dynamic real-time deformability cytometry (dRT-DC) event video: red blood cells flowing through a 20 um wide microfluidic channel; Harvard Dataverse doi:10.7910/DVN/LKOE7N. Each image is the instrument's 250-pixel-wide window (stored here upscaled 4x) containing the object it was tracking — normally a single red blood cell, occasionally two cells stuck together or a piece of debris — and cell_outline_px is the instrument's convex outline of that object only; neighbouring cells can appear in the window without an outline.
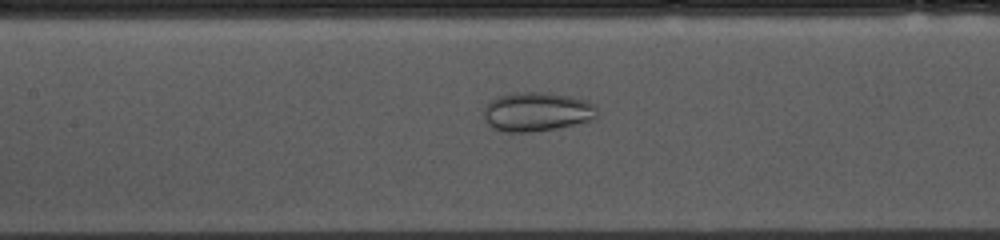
{"species": "common noctule bat (a hibernating species)", "species_latin": "Nyctalus noctula", "temperature_condition": "cold", "stored_images_in_passage": 54, "camera_frame_rate_fps": 3000, "um_per_image_px": 0.085, "animal": {"sex": "female", "body_mass_g": 10.0, "forearm_length_mm": 53.1}, "frame": {"image": 1, "passage_image": 23, "time_ms": 7.333, "image_size_px": [1000, 240], "cell_outline_px": [[600, 116], [596, 120], [556, 128], [528, 132], [504, 132], [488, 124], [484, 116], [484, 104], [496, 96], [516, 92], [552, 92], [588, 100], [596, 104]], "centroid_in_image_um": [45.7, 9.48], "position_along_channel_um": 161.7, "area_um2": 26.47}}
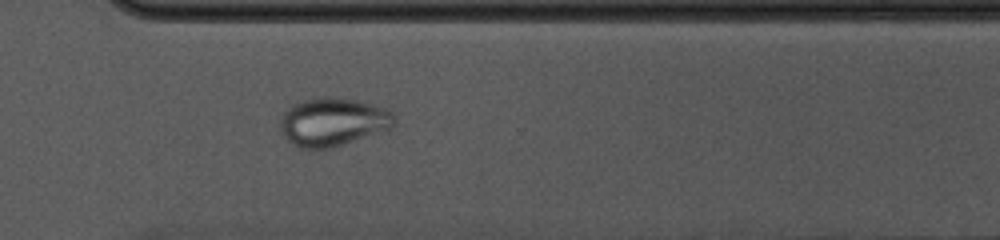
{"frame": {"image": 2, "passage_image": 38, "time_ms": 12.333, "image_size_px": [1000, 240], "cell_outline_px": [[396, 124], [392, 128], [332, 148], [300, 148], [292, 144], [284, 136], [280, 128], [280, 116], [292, 104], [304, 100], [324, 96], [336, 96], [356, 100], [372, 104], [384, 108], [392, 112], [396, 116]], "centroid_in_image_um": [28.3, 10.35], "position_along_channel_um": 342.3, "area_um2": 32.37}}
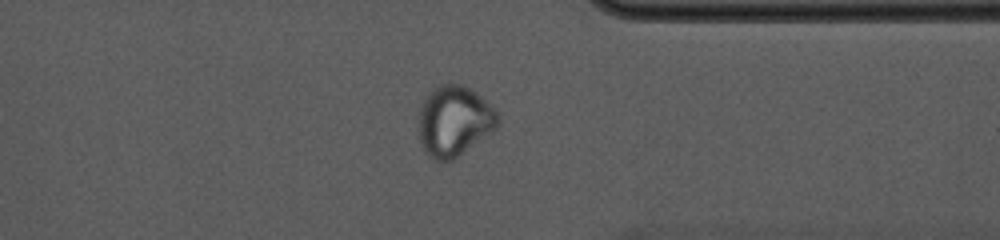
{"frame": {"image": 3, "passage_image": 41, "time_ms": 13.333, "image_size_px": [1000, 240], "cell_outline_px": [[500, 124], [496, 128], [452, 160], [444, 164], [436, 160], [424, 148], [420, 140], [416, 120], [424, 96], [428, 92], [440, 84], [460, 84], [476, 92], [496, 108], [500, 120]], "centroid_in_image_um": [38.59, 10.26], "position_along_channel_um": 372.8, "area_um2": 32.77}}